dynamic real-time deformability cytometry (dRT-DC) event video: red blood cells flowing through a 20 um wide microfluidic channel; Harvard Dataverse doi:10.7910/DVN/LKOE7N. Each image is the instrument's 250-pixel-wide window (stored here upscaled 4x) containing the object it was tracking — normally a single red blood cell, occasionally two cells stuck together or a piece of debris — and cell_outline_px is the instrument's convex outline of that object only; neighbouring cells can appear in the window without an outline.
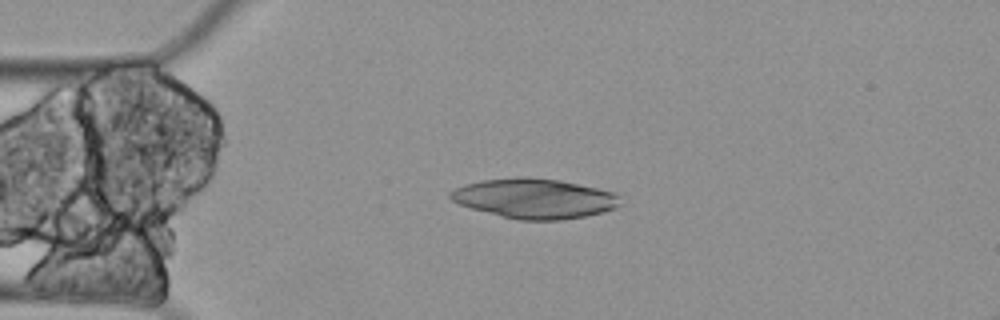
{"species": "Egyptian fruit bat (a non-hibernating species)", "species_latin": "Rousettus aegyptiacus", "temperature_condition": "cold", "stored_images_in_passage": 4, "camera_frame_rate_fps": 3000, "um_per_image_px": 0.085, "animal": {"sex": "female"}, "frame": {"image": 1, "passage_image": 3, "time_ms": 0.667, "image_size_px": [1000, 320], "cell_outline_px": [[620, 204], [616, 208], [604, 212], [584, 216], [560, 220], [520, 220], [472, 208], [460, 204], [452, 200], [448, 196], [448, 192], [464, 184], [484, 180], [516, 176], [528, 176], [560, 180], [616, 192], [620, 196]], "centroid_in_image_um": [45.46, 16.85], "position_along_channel_um": 39.5, "area_um2": 39.48}}